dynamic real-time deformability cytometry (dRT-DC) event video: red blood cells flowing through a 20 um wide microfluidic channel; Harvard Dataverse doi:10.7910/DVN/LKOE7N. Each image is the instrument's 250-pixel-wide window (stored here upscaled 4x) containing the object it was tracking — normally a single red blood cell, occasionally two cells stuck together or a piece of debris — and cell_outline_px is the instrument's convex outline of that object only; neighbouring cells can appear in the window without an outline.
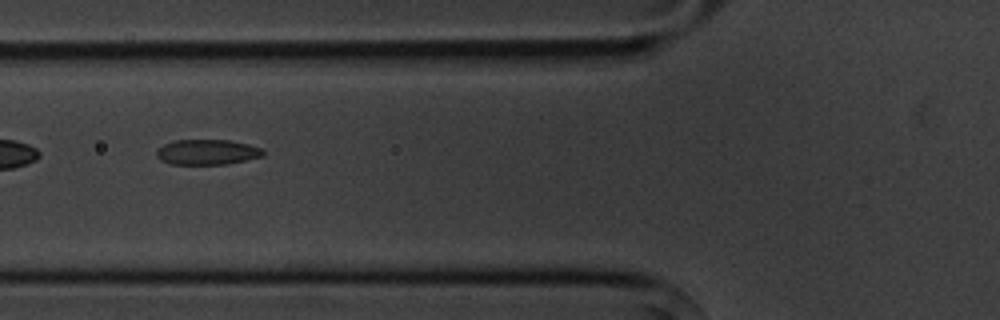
{"species": "common noctule bat (a hibernating species)", "species_latin": "Nyctalus noctula", "temperature_condition": "cold", "stored_images_in_passage": 9, "camera_frame_rate_fps": 3000, "um_per_image_px": 0.085, "animal": {"sex": "male", "body_mass_g": 20.1, "forearm_length_mm": 53.5}, "frame": {"image": 1, "passage_image": 6, "time_ms": 6.0, "image_size_px": [1000, 320], "cell_outline_px": [[264, 156], [228, 164], [172, 164], [160, 160], [156, 156], [156, 148], [164, 144], [176, 140], [228, 140], [248, 144], [260, 148], [264, 152]], "centroid_in_image_um": [17.58, 12.93], "position_along_channel_um": 108.2, "area_um2": 15.72}}
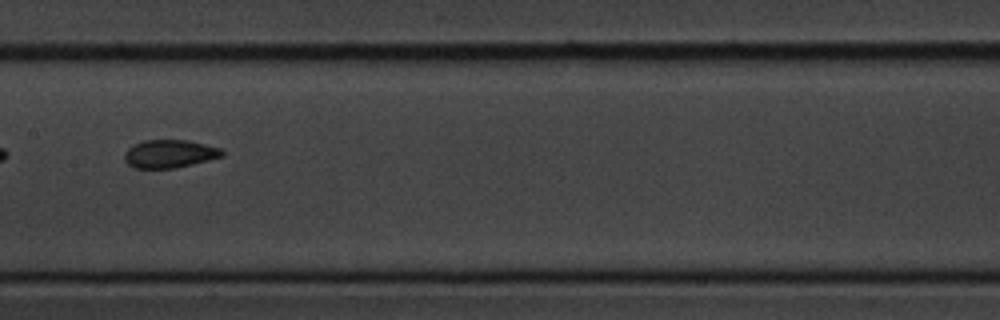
{"frame": {"image": 2, "passage_image": 8, "time_ms": 8.333, "image_size_px": [1000, 320], "cell_outline_px": [[224, 156], [176, 168], [132, 168], [124, 160], [124, 152], [132, 144], [144, 140], [188, 140], [220, 148], [224, 152]], "centroid_in_image_um": [14.38, 13.07], "position_along_channel_um": 193.0, "area_um2": 16.07}}
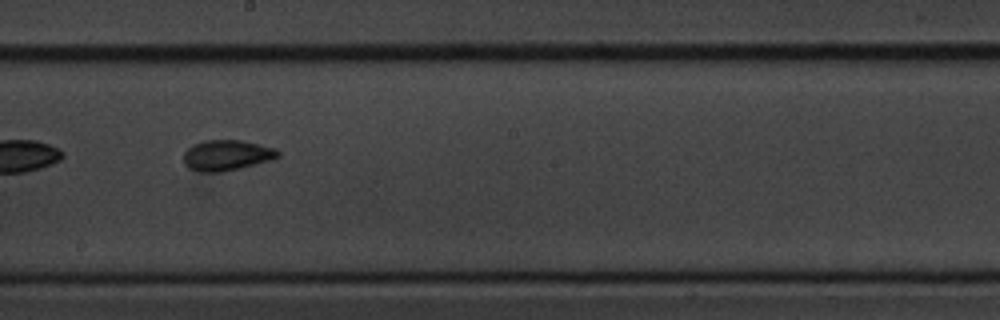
{"frame": {"image": 3, "passage_image": 9, "time_ms": 9.333, "image_size_px": [1000, 320], "cell_outline_px": [[280, 156], [272, 160], [224, 172], [200, 172], [188, 168], [184, 164], [184, 152], [192, 144], [204, 140], [240, 140], [276, 148], [280, 152]], "centroid_in_image_um": [19.27, 13.2], "position_along_channel_um": 228.9, "area_um2": 16.99}}